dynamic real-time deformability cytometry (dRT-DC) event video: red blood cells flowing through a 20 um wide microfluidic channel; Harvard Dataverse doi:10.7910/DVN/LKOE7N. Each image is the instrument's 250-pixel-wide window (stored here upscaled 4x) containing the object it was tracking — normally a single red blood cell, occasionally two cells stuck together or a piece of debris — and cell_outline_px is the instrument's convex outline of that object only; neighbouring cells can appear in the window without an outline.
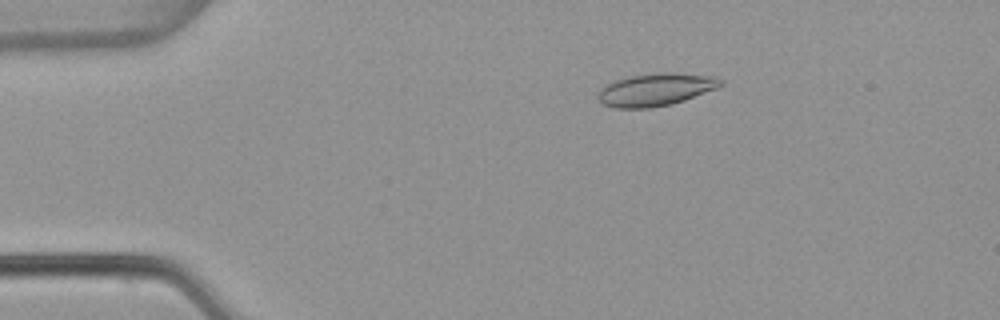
{"species": "common noctule bat (a hibernating species)", "species_latin": "Nyctalus noctula", "temperature_condition": "warm", "stored_images_in_passage": 8, "camera_frame_rate_fps": 3000, "um_per_image_px": 0.085, "animal": {"sex": "female", "body_mass_g": 22.7, "forearm_length_mm": 54.2}, "frame": {"image": 1, "passage_image": 3, "time_ms": 0.667, "image_size_px": [1000, 320], "cell_outline_px": [[724, 84], [716, 88], [684, 100], [672, 104], [648, 108], [616, 108], [604, 104], [596, 96], [600, 88], [604, 84], [628, 76], [664, 72], [676, 72], [716, 76], [724, 80]], "centroid_in_image_um": [55.74, 7.6], "position_along_channel_um": 29.3, "area_um2": 23.47}}
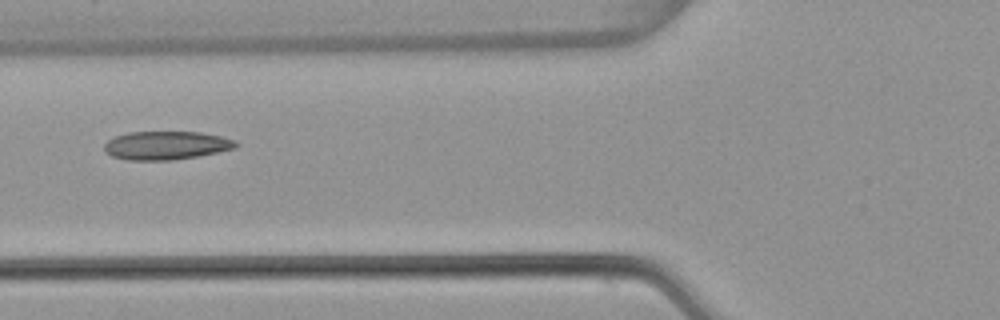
{"frame": {"image": 2, "passage_image": 6, "time_ms": 1.667, "image_size_px": [1000, 320], "cell_outline_px": [[240, 144], [236, 148], [200, 156], [172, 160], [128, 160], [112, 156], [104, 152], [104, 144], [108, 140], [116, 136], [128, 132], [200, 132], [220, 136], [236, 140]], "centroid_in_image_um": [14.15, 12.36], "position_along_channel_um": 111.7, "area_um2": 21.96}}
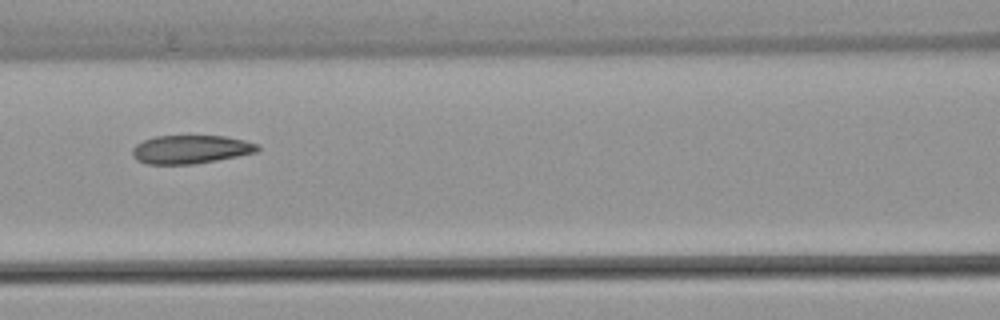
{"frame": {"image": 3, "passage_image": 7, "time_ms": 2.0, "image_size_px": [1000, 320], "cell_outline_px": [[260, 148], [256, 152], [216, 160], [192, 164], [144, 164], [136, 160], [132, 156], [132, 148], [136, 144], [144, 140], [156, 136], [224, 136], [244, 140], [256, 144]], "centroid_in_image_um": [16.15, 12.7], "position_along_channel_um": 150.5, "area_um2": 20.63}}